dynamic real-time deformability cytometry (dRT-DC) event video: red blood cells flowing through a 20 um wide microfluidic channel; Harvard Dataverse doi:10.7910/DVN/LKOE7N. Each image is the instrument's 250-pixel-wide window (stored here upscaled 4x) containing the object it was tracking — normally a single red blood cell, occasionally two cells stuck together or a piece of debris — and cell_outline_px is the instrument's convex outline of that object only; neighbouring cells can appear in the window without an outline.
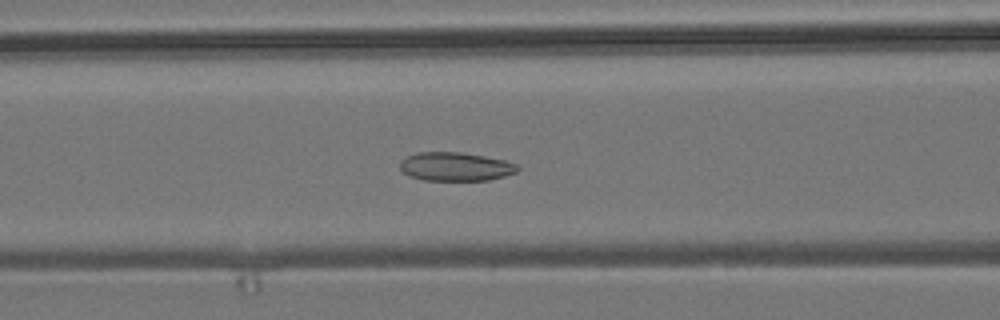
{"species": "common noctule bat (a hibernating species)", "species_latin": "Nyctalus noctula", "temperature_condition": "room temperature", "stored_images_in_passage": 28, "camera_frame_rate_fps": 3000, "um_per_image_px": 0.085, "animal": {"sex": "male", "body_mass_g": 19.2, "forearm_length_mm": 51.8}, "frame": {"image": 1, "passage_image": 8, "time_ms": 2.333, "image_size_px": [1000, 320], "cell_outline_px": [[520, 168], [516, 172], [504, 176], [488, 180], [424, 180], [408, 176], [400, 168], [400, 160], [416, 152], [460, 152], [484, 156], [504, 160], [516, 164]], "centroid_in_image_um": [38.7, 14.16], "position_along_channel_um": 127.9, "area_um2": 19.59}}
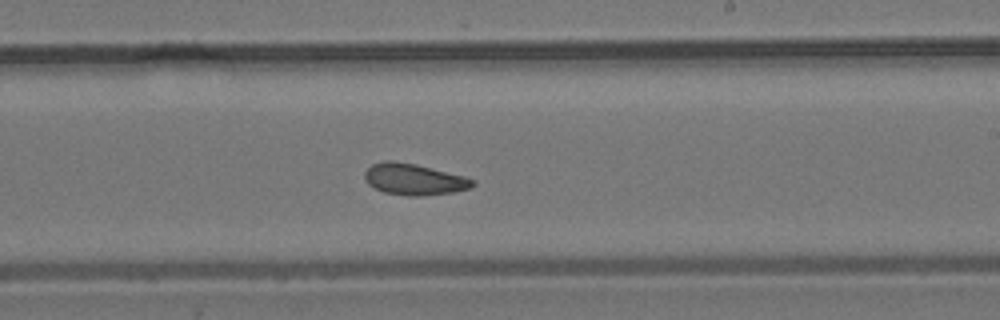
{"frame": {"image": 2, "passage_image": 18, "time_ms": 5.667, "image_size_px": [1000, 320], "cell_outline_px": [[476, 184], [472, 188], [452, 192], [424, 196], [408, 196], [384, 192], [368, 184], [364, 180], [364, 172], [372, 164], [384, 160], [392, 160], [416, 164], [464, 176], [476, 180]], "centroid_in_image_um": [35.2, 15.24], "position_along_channel_um": 253.8, "area_um2": 19.88}}
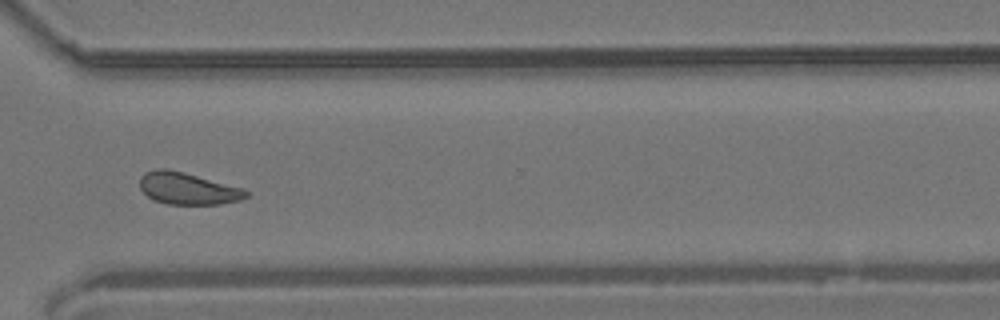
{"frame": {"image": 3, "passage_image": 26, "time_ms": 8.333, "image_size_px": [1000, 320], "cell_outline_px": [[248, 196], [240, 200], [220, 204], [168, 204], [156, 200], [148, 196], [140, 188], [140, 176], [144, 172], [156, 168], [164, 168], [184, 172], [244, 188], [248, 192]], "centroid_in_image_um": [15.96, 16.01], "position_along_channel_um": 354.6, "area_um2": 19.77}, "authors_computed_cell_mechanics": {"area_um2": 19.5942, "velocity_mm_per_s": 3.7821, "shape_relaxation_time_tau1_ms": 8.8109, "shape_relaxation_time_tau2_ms": 2.8072, "deformation_change_tau1": 0.1189, "deformation_change_tau2": 0.0891}}